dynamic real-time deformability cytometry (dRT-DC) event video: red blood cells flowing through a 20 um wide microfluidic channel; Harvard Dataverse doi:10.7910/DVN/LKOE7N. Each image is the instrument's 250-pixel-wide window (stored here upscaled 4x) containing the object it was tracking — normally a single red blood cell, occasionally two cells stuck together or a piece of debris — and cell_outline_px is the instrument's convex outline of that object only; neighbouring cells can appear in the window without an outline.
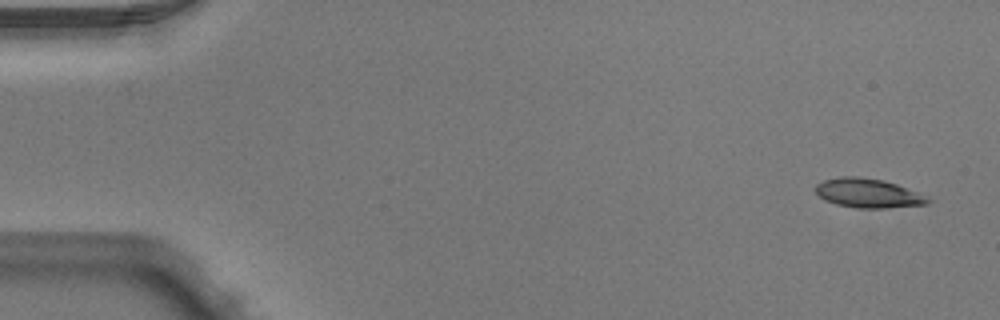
{"species": "Egyptian fruit bat (a non-hibernating species)", "species_latin": "Rousettus aegyptiacus", "temperature_condition": "warm", "stored_images_in_passage": 4, "camera_frame_rate_fps": 3000, "um_per_image_px": 0.085, "animal": {"sex": "male"}, "frame": {"image": 1, "passage_image": 1, "time_ms": 0.0, "image_size_px": [1000, 320], "cell_outline_px": [[932, 200], [928, 204], [888, 208], [856, 208], [836, 204], [824, 200], [816, 192], [816, 184], [824, 180], [840, 176], [856, 176], [884, 180], [896, 184], [916, 192]], "centroid_in_image_um": [73.77, 16.42], "position_along_channel_um": 11.2, "area_um2": 19.02}}